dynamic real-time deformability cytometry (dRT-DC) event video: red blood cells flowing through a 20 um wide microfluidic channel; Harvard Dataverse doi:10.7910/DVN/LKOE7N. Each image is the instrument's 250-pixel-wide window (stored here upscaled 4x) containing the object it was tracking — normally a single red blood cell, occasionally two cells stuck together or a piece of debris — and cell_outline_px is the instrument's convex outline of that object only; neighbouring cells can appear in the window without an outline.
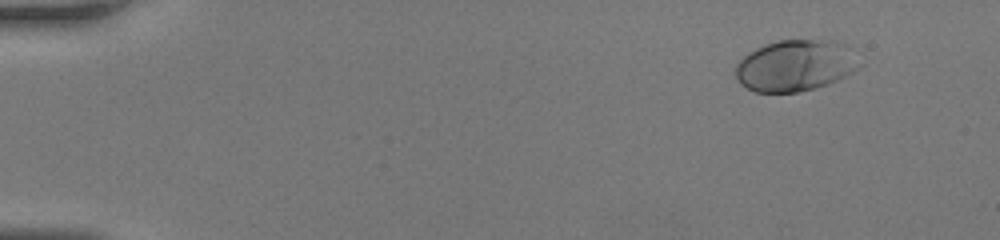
{"species": "human", "species_latin": "Homo sapiens", "temperature_condition": "room temperature", "stored_images_in_passage": 10, "camera_frame_rate_fps": 3000, "um_per_image_px": 0.085, "donor": {"sex": "female"}, "frame": {"image": 1, "passage_image": 1, "time_ms": 0.0, "image_size_px": [1000, 240], "cell_outline_px": [[860, 64], [852, 72], [836, 80], [816, 88], [796, 92], [756, 92], [740, 84], [736, 76], [736, 64], [748, 52], [764, 44], [780, 40], [832, 40], [844, 44]], "centroid_in_image_um": [67.55, 5.57], "position_along_channel_um": 17.5, "area_um2": 36.59}}